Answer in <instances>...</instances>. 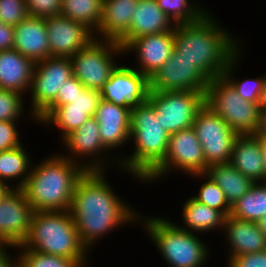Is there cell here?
<instances>
[{
  "label": "cell",
  "mask_w": 266,
  "mask_h": 267,
  "mask_svg": "<svg viewBox=\"0 0 266 267\" xmlns=\"http://www.w3.org/2000/svg\"><path fill=\"white\" fill-rule=\"evenodd\" d=\"M205 174L222 189L230 206L247 193L254 184L231 163L210 165Z\"/></svg>",
  "instance_id": "4316f807"
},
{
  "label": "cell",
  "mask_w": 266,
  "mask_h": 267,
  "mask_svg": "<svg viewBox=\"0 0 266 267\" xmlns=\"http://www.w3.org/2000/svg\"><path fill=\"white\" fill-rule=\"evenodd\" d=\"M28 16L25 0H0V21L15 27Z\"/></svg>",
  "instance_id": "8d00e7d4"
},
{
  "label": "cell",
  "mask_w": 266,
  "mask_h": 267,
  "mask_svg": "<svg viewBox=\"0 0 266 267\" xmlns=\"http://www.w3.org/2000/svg\"><path fill=\"white\" fill-rule=\"evenodd\" d=\"M228 267H266V250L229 258Z\"/></svg>",
  "instance_id": "60d3db41"
},
{
  "label": "cell",
  "mask_w": 266,
  "mask_h": 267,
  "mask_svg": "<svg viewBox=\"0 0 266 267\" xmlns=\"http://www.w3.org/2000/svg\"><path fill=\"white\" fill-rule=\"evenodd\" d=\"M170 135L157 120L156 111L146 101L131 109L130 139L135 141L134 152L129 157L117 159L124 169L137 180H144L163 160L167 153Z\"/></svg>",
  "instance_id": "277c9868"
},
{
  "label": "cell",
  "mask_w": 266,
  "mask_h": 267,
  "mask_svg": "<svg viewBox=\"0 0 266 267\" xmlns=\"http://www.w3.org/2000/svg\"><path fill=\"white\" fill-rule=\"evenodd\" d=\"M231 216L247 221L256 222L266 215V182L254 183L245 193L231 206Z\"/></svg>",
  "instance_id": "f546056e"
},
{
  "label": "cell",
  "mask_w": 266,
  "mask_h": 267,
  "mask_svg": "<svg viewBox=\"0 0 266 267\" xmlns=\"http://www.w3.org/2000/svg\"><path fill=\"white\" fill-rule=\"evenodd\" d=\"M224 232L230 246L228 258L266 250V238L256 222L241 220L229 214L224 221Z\"/></svg>",
  "instance_id": "603a6c76"
},
{
  "label": "cell",
  "mask_w": 266,
  "mask_h": 267,
  "mask_svg": "<svg viewBox=\"0 0 266 267\" xmlns=\"http://www.w3.org/2000/svg\"><path fill=\"white\" fill-rule=\"evenodd\" d=\"M23 95L14 91L0 89V122H17L23 115Z\"/></svg>",
  "instance_id": "d590c367"
},
{
  "label": "cell",
  "mask_w": 266,
  "mask_h": 267,
  "mask_svg": "<svg viewBox=\"0 0 266 267\" xmlns=\"http://www.w3.org/2000/svg\"><path fill=\"white\" fill-rule=\"evenodd\" d=\"M99 124L100 138L109 151L130 140L131 110L101 99L94 115Z\"/></svg>",
  "instance_id": "ffe728a7"
},
{
  "label": "cell",
  "mask_w": 266,
  "mask_h": 267,
  "mask_svg": "<svg viewBox=\"0 0 266 267\" xmlns=\"http://www.w3.org/2000/svg\"><path fill=\"white\" fill-rule=\"evenodd\" d=\"M102 5L103 0H62L60 15L84 24L97 33Z\"/></svg>",
  "instance_id": "4dcf8cb0"
},
{
  "label": "cell",
  "mask_w": 266,
  "mask_h": 267,
  "mask_svg": "<svg viewBox=\"0 0 266 267\" xmlns=\"http://www.w3.org/2000/svg\"><path fill=\"white\" fill-rule=\"evenodd\" d=\"M48 158L33 165L22 189L34 212L68 211L76 183L86 171L84 163L59 153Z\"/></svg>",
  "instance_id": "3957f363"
},
{
  "label": "cell",
  "mask_w": 266,
  "mask_h": 267,
  "mask_svg": "<svg viewBox=\"0 0 266 267\" xmlns=\"http://www.w3.org/2000/svg\"><path fill=\"white\" fill-rule=\"evenodd\" d=\"M230 163L254 183L266 182L260 137L255 134L238 135L236 137Z\"/></svg>",
  "instance_id": "d4e9b609"
},
{
  "label": "cell",
  "mask_w": 266,
  "mask_h": 267,
  "mask_svg": "<svg viewBox=\"0 0 266 267\" xmlns=\"http://www.w3.org/2000/svg\"><path fill=\"white\" fill-rule=\"evenodd\" d=\"M259 230L264 234L266 238V215L256 221Z\"/></svg>",
  "instance_id": "7dc6e473"
},
{
  "label": "cell",
  "mask_w": 266,
  "mask_h": 267,
  "mask_svg": "<svg viewBox=\"0 0 266 267\" xmlns=\"http://www.w3.org/2000/svg\"><path fill=\"white\" fill-rule=\"evenodd\" d=\"M139 0H103L101 19L95 37L119 42L130 30L133 11ZM97 34V35H96Z\"/></svg>",
  "instance_id": "cb8c5ba5"
},
{
  "label": "cell",
  "mask_w": 266,
  "mask_h": 267,
  "mask_svg": "<svg viewBox=\"0 0 266 267\" xmlns=\"http://www.w3.org/2000/svg\"><path fill=\"white\" fill-rule=\"evenodd\" d=\"M14 27L0 21V51L13 49Z\"/></svg>",
  "instance_id": "b9f144b4"
},
{
  "label": "cell",
  "mask_w": 266,
  "mask_h": 267,
  "mask_svg": "<svg viewBox=\"0 0 266 267\" xmlns=\"http://www.w3.org/2000/svg\"><path fill=\"white\" fill-rule=\"evenodd\" d=\"M73 76L69 57H49L35 63L29 93L31 115L36 119L55 101L59 89Z\"/></svg>",
  "instance_id": "8fae6325"
},
{
  "label": "cell",
  "mask_w": 266,
  "mask_h": 267,
  "mask_svg": "<svg viewBox=\"0 0 266 267\" xmlns=\"http://www.w3.org/2000/svg\"><path fill=\"white\" fill-rule=\"evenodd\" d=\"M182 208L183 213L181 215L183 216L182 218L186 228L177 224L180 229L192 233H206V231L209 232L211 229L214 230L218 227L219 229H224V221L226 216L220 210L199 203L192 197L187 199Z\"/></svg>",
  "instance_id": "83f0119b"
},
{
  "label": "cell",
  "mask_w": 266,
  "mask_h": 267,
  "mask_svg": "<svg viewBox=\"0 0 266 267\" xmlns=\"http://www.w3.org/2000/svg\"><path fill=\"white\" fill-rule=\"evenodd\" d=\"M212 17L207 12L196 22L174 28L175 49L210 80L223 76L229 61L240 50L237 40Z\"/></svg>",
  "instance_id": "7a4b0ae2"
},
{
  "label": "cell",
  "mask_w": 266,
  "mask_h": 267,
  "mask_svg": "<svg viewBox=\"0 0 266 267\" xmlns=\"http://www.w3.org/2000/svg\"><path fill=\"white\" fill-rule=\"evenodd\" d=\"M100 100V91L85 88L83 93L71 100V103L57 108H47L36 120L40 124H53L59 127L63 140L89 118L94 117Z\"/></svg>",
  "instance_id": "2e32d148"
},
{
  "label": "cell",
  "mask_w": 266,
  "mask_h": 267,
  "mask_svg": "<svg viewBox=\"0 0 266 267\" xmlns=\"http://www.w3.org/2000/svg\"><path fill=\"white\" fill-rule=\"evenodd\" d=\"M115 53L122 55L124 49L117 42L95 37L70 57L73 75L86 88L100 91L118 66Z\"/></svg>",
  "instance_id": "ba28073f"
},
{
  "label": "cell",
  "mask_w": 266,
  "mask_h": 267,
  "mask_svg": "<svg viewBox=\"0 0 266 267\" xmlns=\"http://www.w3.org/2000/svg\"><path fill=\"white\" fill-rule=\"evenodd\" d=\"M16 248L84 261L89 251L81 242L69 210L34 212L29 234Z\"/></svg>",
  "instance_id": "5b68a950"
},
{
  "label": "cell",
  "mask_w": 266,
  "mask_h": 267,
  "mask_svg": "<svg viewBox=\"0 0 266 267\" xmlns=\"http://www.w3.org/2000/svg\"><path fill=\"white\" fill-rule=\"evenodd\" d=\"M7 189L8 187L0 182V197L5 193Z\"/></svg>",
  "instance_id": "c3c4849f"
},
{
  "label": "cell",
  "mask_w": 266,
  "mask_h": 267,
  "mask_svg": "<svg viewBox=\"0 0 266 267\" xmlns=\"http://www.w3.org/2000/svg\"><path fill=\"white\" fill-rule=\"evenodd\" d=\"M141 220L153 243L170 267H201L209 251L196 234L180 229L174 222L161 217Z\"/></svg>",
  "instance_id": "8992f818"
},
{
  "label": "cell",
  "mask_w": 266,
  "mask_h": 267,
  "mask_svg": "<svg viewBox=\"0 0 266 267\" xmlns=\"http://www.w3.org/2000/svg\"><path fill=\"white\" fill-rule=\"evenodd\" d=\"M85 86L73 75L59 89L55 101L48 108H57L59 106L71 103L79 93H83Z\"/></svg>",
  "instance_id": "f35d334b"
},
{
  "label": "cell",
  "mask_w": 266,
  "mask_h": 267,
  "mask_svg": "<svg viewBox=\"0 0 266 267\" xmlns=\"http://www.w3.org/2000/svg\"><path fill=\"white\" fill-rule=\"evenodd\" d=\"M192 128L203 147L208 166L230 163L234 141L238 134L219 115L204 104L198 110Z\"/></svg>",
  "instance_id": "7c38bea8"
},
{
  "label": "cell",
  "mask_w": 266,
  "mask_h": 267,
  "mask_svg": "<svg viewBox=\"0 0 266 267\" xmlns=\"http://www.w3.org/2000/svg\"><path fill=\"white\" fill-rule=\"evenodd\" d=\"M33 213L23 189L8 188L0 197V243L20 246L29 234Z\"/></svg>",
  "instance_id": "5bb4252c"
},
{
  "label": "cell",
  "mask_w": 266,
  "mask_h": 267,
  "mask_svg": "<svg viewBox=\"0 0 266 267\" xmlns=\"http://www.w3.org/2000/svg\"><path fill=\"white\" fill-rule=\"evenodd\" d=\"M24 148L25 147L20 145L0 152V182L8 188L22 189L31 173L30 168H32L31 164L33 162H31V159ZM17 178H19V180ZM13 179L18 180L19 182L12 187L6 180L12 181Z\"/></svg>",
  "instance_id": "f1b7e54d"
},
{
  "label": "cell",
  "mask_w": 266,
  "mask_h": 267,
  "mask_svg": "<svg viewBox=\"0 0 266 267\" xmlns=\"http://www.w3.org/2000/svg\"><path fill=\"white\" fill-rule=\"evenodd\" d=\"M195 177H207L206 182L201 185L198 195L192 196L194 200L211 208L220 210L226 217L231 213V206L225 198L222 189L205 173L192 174Z\"/></svg>",
  "instance_id": "e575fe53"
},
{
  "label": "cell",
  "mask_w": 266,
  "mask_h": 267,
  "mask_svg": "<svg viewBox=\"0 0 266 267\" xmlns=\"http://www.w3.org/2000/svg\"><path fill=\"white\" fill-rule=\"evenodd\" d=\"M156 1L160 9L175 25L196 22L207 13L206 8L200 7L199 4L193 5L190 0Z\"/></svg>",
  "instance_id": "1f68e13d"
},
{
  "label": "cell",
  "mask_w": 266,
  "mask_h": 267,
  "mask_svg": "<svg viewBox=\"0 0 266 267\" xmlns=\"http://www.w3.org/2000/svg\"><path fill=\"white\" fill-rule=\"evenodd\" d=\"M63 141L65 147L67 146L66 147L67 148L66 150H68L67 152H69L68 155L64 154L63 155L64 157L69 158L71 161L75 163L79 162V160L77 159L79 156L81 158L82 157L84 158L85 156L86 157L89 156L92 158L91 161L87 160L89 161L88 163H86L85 161L84 168L86 170H104V168L107 167L106 163L109 164V162L106 161L105 156H103L104 154L102 153L100 154L102 150L103 153L108 150L102 144L100 138L99 124L94 117L89 118L86 122L82 124V126H80L78 129L68 134L63 139ZM70 154H72L71 156L73 158L70 156Z\"/></svg>",
  "instance_id": "ac0fdd59"
},
{
  "label": "cell",
  "mask_w": 266,
  "mask_h": 267,
  "mask_svg": "<svg viewBox=\"0 0 266 267\" xmlns=\"http://www.w3.org/2000/svg\"><path fill=\"white\" fill-rule=\"evenodd\" d=\"M258 104L260 107V111L266 112V82L264 84L263 91L261 93L260 100H259Z\"/></svg>",
  "instance_id": "f6af8a7d"
},
{
  "label": "cell",
  "mask_w": 266,
  "mask_h": 267,
  "mask_svg": "<svg viewBox=\"0 0 266 267\" xmlns=\"http://www.w3.org/2000/svg\"><path fill=\"white\" fill-rule=\"evenodd\" d=\"M21 250L23 251L15 259L17 260V267H85L87 262L83 259H68L28 249Z\"/></svg>",
  "instance_id": "d6a6232c"
},
{
  "label": "cell",
  "mask_w": 266,
  "mask_h": 267,
  "mask_svg": "<svg viewBox=\"0 0 266 267\" xmlns=\"http://www.w3.org/2000/svg\"><path fill=\"white\" fill-rule=\"evenodd\" d=\"M29 16L52 17L60 15L62 0H25Z\"/></svg>",
  "instance_id": "74e56055"
},
{
  "label": "cell",
  "mask_w": 266,
  "mask_h": 267,
  "mask_svg": "<svg viewBox=\"0 0 266 267\" xmlns=\"http://www.w3.org/2000/svg\"><path fill=\"white\" fill-rule=\"evenodd\" d=\"M260 146H261L262 159H263L265 172H266V137H260Z\"/></svg>",
  "instance_id": "bcb514c9"
},
{
  "label": "cell",
  "mask_w": 266,
  "mask_h": 267,
  "mask_svg": "<svg viewBox=\"0 0 266 267\" xmlns=\"http://www.w3.org/2000/svg\"><path fill=\"white\" fill-rule=\"evenodd\" d=\"M7 246L16 247L11 244L0 243V267H17V261L12 260L13 258H10V254L6 251L8 250Z\"/></svg>",
  "instance_id": "7bdbcfd3"
},
{
  "label": "cell",
  "mask_w": 266,
  "mask_h": 267,
  "mask_svg": "<svg viewBox=\"0 0 266 267\" xmlns=\"http://www.w3.org/2000/svg\"><path fill=\"white\" fill-rule=\"evenodd\" d=\"M45 23L52 57L70 58L95 39L84 24L62 15L46 17Z\"/></svg>",
  "instance_id": "e0dca14e"
},
{
  "label": "cell",
  "mask_w": 266,
  "mask_h": 267,
  "mask_svg": "<svg viewBox=\"0 0 266 267\" xmlns=\"http://www.w3.org/2000/svg\"><path fill=\"white\" fill-rule=\"evenodd\" d=\"M206 92L149 90L147 101L156 111L162 128L171 135L191 128L198 110L205 104Z\"/></svg>",
  "instance_id": "9c48e42d"
},
{
  "label": "cell",
  "mask_w": 266,
  "mask_h": 267,
  "mask_svg": "<svg viewBox=\"0 0 266 267\" xmlns=\"http://www.w3.org/2000/svg\"><path fill=\"white\" fill-rule=\"evenodd\" d=\"M174 48L173 29L170 32L150 34L133 39L124 48V52H136L138 57L136 59H139V68L137 70L149 79L171 57Z\"/></svg>",
  "instance_id": "d6986e66"
},
{
  "label": "cell",
  "mask_w": 266,
  "mask_h": 267,
  "mask_svg": "<svg viewBox=\"0 0 266 267\" xmlns=\"http://www.w3.org/2000/svg\"><path fill=\"white\" fill-rule=\"evenodd\" d=\"M239 54L240 52H238L229 61L226 70L223 72V76L232 84V86L236 89L238 95L242 99L252 103H259L260 96L263 91L264 84L266 82V76L253 79L247 78L241 81H237L235 78H233V72L235 70L234 66L237 65V62H239Z\"/></svg>",
  "instance_id": "836d02e7"
},
{
  "label": "cell",
  "mask_w": 266,
  "mask_h": 267,
  "mask_svg": "<svg viewBox=\"0 0 266 267\" xmlns=\"http://www.w3.org/2000/svg\"><path fill=\"white\" fill-rule=\"evenodd\" d=\"M210 79L174 48L171 57L149 78V89L155 92H206Z\"/></svg>",
  "instance_id": "4fadbf2b"
},
{
  "label": "cell",
  "mask_w": 266,
  "mask_h": 267,
  "mask_svg": "<svg viewBox=\"0 0 266 267\" xmlns=\"http://www.w3.org/2000/svg\"><path fill=\"white\" fill-rule=\"evenodd\" d=\"M205 104L238 135L256 133L261 114L259 104L242 99L224 76L210 80Z\"/></svg>",
  "instance_id": "52a82bcc"
},
{
  "label": "cell",
  "mask_w": 266,
  "mask_h": 267,
  "mask_svg": "<svg viewBox=\"0 0 266 267\" xmlns=\"http://www.w3.org/2000/svg\"><path fill=\"white\" fill-rule=\"evenodd\" d=\"M258 137H266V112H261L258 129L255 133Z\"/></svg>",
  "instance_id": "ee69618b"
},
{
  "label": "cell",
  "mask_w": 266,
  "mask_h": 267,
  "mask_svg": "<svg viewBox=\"0 0 266 267\" xmlns=\"http://www.w3.org/2000/svg\"><path fill=\"white\" fill-rule=\"evenodd\" d=\"M104 173L103 170L85 171L76 183L69 209L81 242L89 251L98 238L102 239L120 225L141 219L132 207L119 199Z\"/></svg>",
  "instance_id": "6da1fadb"
},
{
  "label": "cell",
  "mask_w": 266,
  "mask_h": 267,
  "mask_svg": "<svg viewBox=\"0 0 266 267\" xmlns=\"http://www.w3.org/2000/svg\"><path fill=\"white\" fill-rule=\"evenodd\" d=\"M175 26L172 20L160 9L156 0H139L133 11L130 30L118 44L124 49L133 39L150 34L170 32Z\"/></svg>",
  "instance_id": "7402d4cb"
},
{
  "label": "cell",
  "mask_w": 266,
  "mask_h": 267,
  "mask_svg": "<svg viewBox=\"0 0 266 267\" xmlns=\"http://www.w3.org/2000/svg\"><path fill=\"white\" fill-rule=\"evenodd\" d=\"M208 167L203 147L195 130L191 127L170 135L164 160L143 181L146 183L156 181L167 175L171 168H173L171 171L179 169V171L192 175L203 174Z\"/></svg>",
  "instance_id": "30bf717a"
},
{
  "label": "cell",
  "mask_w": 266,
  "mask_h": 267,
  "mask_svg": "<svg viewBox=\"0 0 266 267\" xmlns=\"http://www.w3.org/2000/svg\"><path fill=\"white\" fill-rule=\"evenodd\" d=\"M149 79L136 68L117 66L100 90L101 99L131 109L145 103Z\"/></svg>",
  "instance_id": "9a60e30c"
},
{
  "label": "cell",
  "mask_w": 266,
  "mask_h": 267,
  "mask_svg": "<svg viewBox=\"0 0 266 267\" xmlns=\"http://www.w3.org/2000/svg\"><path fill=\"white\" fill-rule=\"evenodd\" d=\"M13 49L34 63L51 57L45 18L28 15L16 25Z\"/></svg>",
  "instance_id": "44dd1931"
},
{
  "label": "cell",
  "mask_w": 266,
  "mask_h": 267,
  "mask_svg": "<svg viewBox=\"0 0 266 267\" xmlns=\"http://www.w3.org/2000/svg\"><path fill=\"white\" fill-rule=\"evenodd\" d=\"M16 122H0V152L22 145Z\"/></svg>",
  "instance_id": "ab89813d"
},
{
  "label": "cell",
  "mask_w": 266,
  "mask_h": 267,
  "mask_svg": "<svg viewBox=\"0 0 266 267\" xmlns=\"http://www.w3.org/2000/svg\"><path fill=\"white\" fill-rule=\"evenodd\" d=\"M35 63L14 49L0 51V89L21 95L30 89Z\"/></svg>",
  "instance_id": "484cf974"
}]
</instances>
